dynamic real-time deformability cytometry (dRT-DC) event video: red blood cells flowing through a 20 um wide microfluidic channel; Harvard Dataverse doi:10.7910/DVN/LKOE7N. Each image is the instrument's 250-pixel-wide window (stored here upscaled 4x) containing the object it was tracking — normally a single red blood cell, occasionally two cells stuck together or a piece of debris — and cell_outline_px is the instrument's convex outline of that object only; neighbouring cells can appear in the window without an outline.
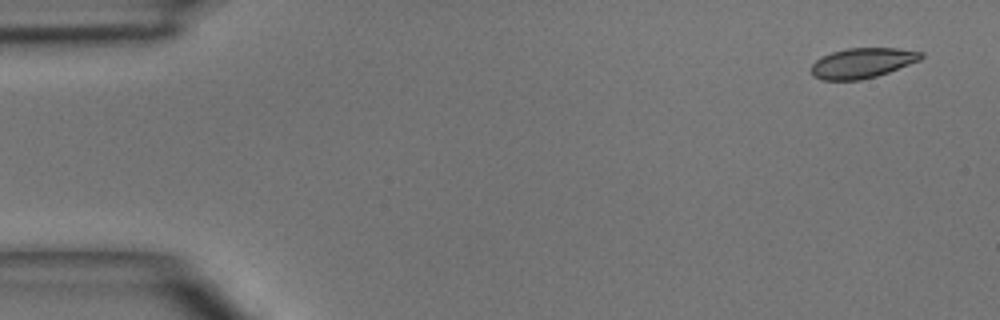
{"species": "common noctule bat (a hibernating species)", "species_latin": "Nyctalus noctula", "temperature_condition": "room temperature", "stored_images_in_passage": 5, "segment_of_instrument_passage": [1, 2], "camera_frame_rate_fps": 3000, "um_per_image_px": 0.085, "animal": {"sex": "male", "body_mass_g": 15.6}, "frame": {"image": 1, "passage_image": 1, "time_ms": 0.0, "image_size_px": [1000, 320], "cell_outline_px": [[924, 56], [920, 60], [888, 72], [876, 76], [860, 80], [820, 80], [812, 76], [812, 64], [820, 56], [832, 52], [848, 48], [896, 48], [924, 52]], "centroid_in_image_um": [73.28, 5.35], "position_along_channel_um": 11.7, "area_um2": 19.31}}
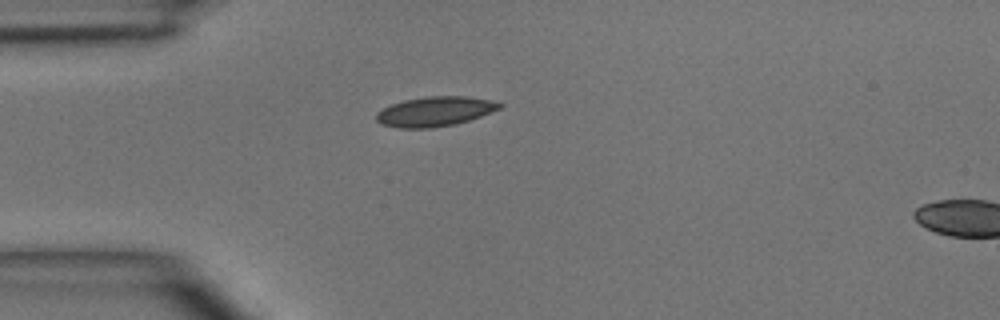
{"frame": {"image": 2, "passage_image": 4, "time_ms": 3.333, "image_size_px": [1000, 320], "cell_outline_px": [[504, 104], [500, 108], [480, 116], [468, 120], [452, 124], [428, 128], [400, 128], [380, 124], [376, 120], [376, 112], [392, 104], [404, 100], [428, 96], [468, 96], [492, 100]], "centroid_in_image_um": [36.95, 9.46], "position_along_channel_um": 48.0, "area_um2": 21.15}}